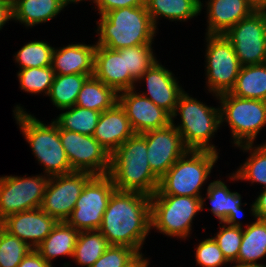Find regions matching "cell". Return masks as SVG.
<instances>
[{
	"label": "cell",
	"mask_w": 266,
	"mask_h": 267,
	"mask_svg": "<svg viewBox=\"0 0 266 267\" xmlns=\"http://www.w3.org/2000/svg\"><path fill=\"white\" fill-rule=\"evenodd\" d=\"M151 229L150 196L115 190L103 214L99 232L110 245L135 249L142 257L143 242Z\"/></svg>",
	"instance_id": "1"
},
{
	"label": "cell",
	"mask_w": 266,
	"mask_h": 267,
	"mask_svg": "<svg viewBox=\"0 0 266 267\" xmlns=\"http://www.w3.org/2000/svg\"><path fill=\"white\" fill-rule=\"evenodd\" d=\"M108 175L116 190L152 196L160 179L152 172L147 159V144L141 134H134L110 155Z\"/></svg>",
	"instance_id": "2"
},
{
	"label": "cell",
	"mask_w": 266,
	"mask_h": 267,
	"mask_svg": "<svg viewBox=\"0 0 266 267\" xmlns=\"http://www.w3.org/2000/svg\"><path fill=\"white\" fill-rule=\"evenodd\" d=\"M99 21L96 45L114 50L152 44L157 33L146 6L111 10L101 15Z\"/></svg>",
	"instance_id": "3"
},
{
	"label": "cell",
	"mask_w": 266,
	"mask_h": 267,
	"mask_svg": "<svg viewBox=\"0 0 266 267\" xmlns=\"http://www.w3.org/2000/svg\"><path fill=\"white\" fill-rule=\"evenodd\" d=\"M13 112L20 131L38 163L44 166V174L51 177L74 172L62 146L58 126L54 121L46 125L34 115L28 114L20 105L14 107Z\"/></svg>",
	"instance_id": "4"
},
{
	"label": "cell",
	"mask_w": 266,
	"mask_h": 267,
	"mask_svg": "<svg viewBox=\"0 0 266 267\" xmlns=\"http://www.w3.org/2000/svg\"><path fill=\"white\" fill-rule=\"evenodd\" d=\"M180 115V124H174V118ZM171 123L181 135L188 150H207L217 152L210 140L221 125L220 108L210 107L185 91L180 95Z\"/></svg>",
	"instance_id": "5"
},
{
	"label": "cell",
	"mask_w": 266,
	"mask_h": 267,
	"mask_svg": "<svg viewBox=\"0 0 266 267\" xmlns=\"http://www.w3.org/2000/svg\"><path fill=\"white\" fill-rule=\"evenodd\" d=\"M218 154L207 150H187L160 178L153 195L202 197L200 190L218 160Z\"/></svg>",
	"instance_id": "6"
},
{
	"label": "cell",
	"mask_w": 266,
	"mask_h": 267,
	"mask_svg": "<svg viewBox=\"0 0 266 267\" xmlns=\"http://www.w3.org/2000/svg\"><path fill=\"white\" fill-rule=\"evenodd\" d=\"M204 201V197L152 195L151 229L155 228L163 235L185 240L190 237L192 221L197 212L203 210Z\"/></svg>",
	"instance_id": "7"
},
{
	"label": "cell",
	"mask_w": 266,
	"mask_h": 267,
	"mask_svg": "<svg viewBox=\"0 0 266 267\" xmlns=\"http://www.w3.org/2000/svg\"><path fill=\"white\" fill-rule=\"evenodd\" d=\"M218 99L221 125L224 121L228 123L235 146L254 144L257 134L266 126V101L239 98L230 92Z\"/></svg>",
	"instance_id": "8"
},
{
	"label": "cell",
	"mask_w": 266,
	"mask_h": 267,
	"mask_svg": "<svg viewBox=\"0 0 266 267\" xmlns=\"http://www.w3.org/2000/svg\"><path fill=\"white\" fill-rule=\"evenodd\" d=\"M205 37L207 90L218 98L233 89L242 66L233 45L224 35L206 34Z\"/></svg>",
	"instance_id": "9"
},
{
	"label": "cell",
	"mask_w": 266,
	"mask_h": 267,
	"mask_svg": "<svg viewBox=\"0 0 266 267\" xmlns=\"http://www.w3.org/2000/svg\"><path fill=\"white\" fill-rule=\"evenodd\" d=\"M108 174L93 175L84 185L66 222L78 231L99 230L109 199L115 191Z\"/></svg>",
	"instance_id": "10"
},
{
	"label": "cell",
	"mask_w": 266,
	"mask_h": 267,
	"mask_svg": "<svg viewBox=\"0 0 266 267\" xmlns=\"http://www.w3.org/2000/svg\"><path fill=\"white\" fill-rule=\"evenodd\" d=\"M50 176L0 177V220L8 215L41 208Z\"/></svg>",
	"instance_id": "11"
},
{
	"label": "cell",
	"mask_w": 266,
	"mask_h": 267,
	"mask_svg": "<svg viewBox=\"0 0 266 267\" xmlns=\"http://www.w3.org/2000/svg\"><path fill=\"white\" fill-rule=\"evenodd\" d=\"M62 146L73 171L106 175L110 170V154L90 135L59 129Z\"/></svg>",
	"instance_id": "12"
},
{
	"label": "cell",
	"mask_w": 266,
	"mask_h": 267,
	"mask_svg": "<svg viewBox=\"0 0 266 267\" xmlns=\"http://www.w3.org/2000/svg\"><path fill=\"white\" fill-rule=\"evenodd\" d=\"M224 36L233 45L242 67L266 63L264 8H258L241 19Z\"/></svg>",
	"instance_id": "13"
},
{
	"label": "cell",
	"mask_w": 266,
	"mask_h": 267,
	"mask_svg": "<svg viewBox=\"0 0 266 267\" xmlns=\"http://www.w3.org/2000/svg\"><path fill=\"white\" fill-rule=\"evenodd\" d=\"M92 176L91 173L77 171L51 176L41 209L58 222L66 221L75 208L84 185Z\"/></svg>",
	"instance_id": "14"
},
{
	"label": "cell",
	"mask_w": 266,
	"mask_h": 267,
	"mask_svg": "<svg viewBox=\"0 0 266 267\" xmlns=\"http://www.w3.org/2000/svg\"><path fill=\"white\" fill-rule=\"evenodd\" d=\"M147 144V159L152 172L160 179L188 150L175 126L150 130L141 134Z\"/></svg>",
	"instance_id": "15"
},
{
	"label": "cell",
	"mask_w": 266,
	"mask_h": 267,
	"mask_svg": "<svg viewBox=\"0 0 266 267\" xmlns=\"http://www.w3.org/2000/svg\"><path fill=\"white\" fill-rule=\"evenodd\" d=\"M118 103L126 112L135 134L161 129L171 123V116L135 89L118 93Z\"/></svg>",
	"instance_id": "16"
},
{
	"label": "cell",
	"mask_w": 266,
	"mask_h": 267,
	"mask_svg": "<svg viewBox=\"0 0 266 267\" xmlns=\"http://www.w3.org/2000/svg\"><path fill=\"white\" fill-rule=\"evenodd\" d=\"M2 223L7 232L26 242L32 249H36L58 221L41 208H37L8 215Z\"/></svg>",
	"instance_id": "17"
},
{
	"label": "cell",
	"mask_w": 266,
	"mask_h": 267,
	"mask_svg": "<svg viewBox=\"0 0 266 267\" xmlns=\"http://www.w3.org/2000/svg\"><path fill=\"white\" fill-rule=\"evenodd\" d=\"M146 82L147 91L140 93L155 105L165 110L171 117L176 109L180 95L184 92L172 71L156 61L137 82Z\"/></svg>",
	"instance_id": "18"
},
{
	"label": "cell",
	"mask_w": 266,
	"mask_h": 267,
	"mask_svg": "<svg viewBox=\"0 0 266 267\" xmlns=\"http://www.w3.org/2000/svg\"><path fill=\"white\" fill-rule=\"evenodd\" d=\"M93 76L117 93L136 88L137 81L126 71L125 48L114 50L96 46Z\"/></svg>",
	"instance_id": "19"
},
{
	"label": "cell",
	"mask_w": 266,
	"mask_h": 267,
	"mask_svg": "<svg viewBox=\"0 0 266 267\" xmlns=\"http://www.w3.org/2000/svg\"><path fill=\"white\" fill-rule=\"evenodd\" d=\"M205 6L208 35H224L241 19L258 9L251 0H208Z\"/></svg>",
	"instance_id": "20"
},
{
	"label": "cell",
	"mask_w": 266,
	"mask_h": 267,
	"mask_svg": "<svg viewBox=\"0 0 266 267\" xmlns=\"http://www.w3.org/2000/svg\"><path fill=\"white\" fill-rule=\"evenodd\" d=\"M134 134L126 112L117 102L111 109L100 113L93 137L111 155Z\"/></svg>",
	"instance_id": "21"
},
{
	"label": "cell",
	"mask_w": 266,
	"mask_h": 267,
	"mask_svg": "<svg viewBox=\"0 0 266 267\" xmlns=\"http://www.w3.org/2000/svg\"><path fill=\"white\" fill-rule=\"evenodd\" d=\"M96 43L86 45L82 43L69 44L60 49H53L51 67L55 74L94 75V54Z\"/></svg>",
	"instance_id": "22"
},
{
	"label": "cell",
	"mask_w": 266,
	"mask_h": 267,
	"mask_svg": "<svg viewBox=\"0 0 266 267\" xmlns=\"http://www.w3.org/2000/svg\"><path fill=\"white\" fill-rule=\"evenodd\" d=\"M206 198L209 199L212 214L221 223H240L239 218L244 214L241 209V195L231 192L225 182L216 180L207 186Z\"/></svg>",
	"instance_id": "23"
},
{
	"label": "cell",
	"mask_w": 266,
	"mask_h": 267,
	"mask_svg": "<svg viewBox=\"0 0 266 267\" xmlns=\"http://www.w3.org/2000/svg\"><path fill=\"white\" fill-rule=\"evenodd\" d=\"M79 232L66 221L58 222L51 233L40 243L36 250L52 265L58 256H73Z\"/></svg>",
	"instance_id": "24"
},
{
	"label": "cell",
	"mask_w": 266,
	"mask_h": 267,
	"mask_svg": "<svg viewBox=\"0 0 266 267\" xmlns=\"http://www.w3.org/2000/svg\"><path fill=\"white\" fill-rule=\"evenodd\" d=\"M65 7L61 0H14L13 20L25 27H34L50 21Z\"/></svg>",
	"instance_id": "25"
},
{
	"label": "cell",
	"mask_w": 266,
	"mask_h": 267,
	"mask_svg": "<svg viewBox=\"0 0 266 267\" xmlns=\"http://www.w3.org/2000/svg\"><path fill=\"white\" fill-rule=\"evenodd\" d=\"M204 4L201 0H146V8L152 23L164 17L170 21H186L198 16Z\"/></svg>",
	"instance_id": "26"
},
{
	"label": "cell",
	"mask_w": 266,
	"mask_h": 267,
	"mask_svg": "<svg viewBox=\"0 0 266 267\" xmlns=\"http://www.w3.org/2000/svg\"><path fill=\"white\" fill-rule=\"evenodd\" d=\"M256 221L247 224L243 229V237L234 263L259 264L256 261L266 256V221L254 218Z\"/></svg>",
	"instance_id": "27"
},
{
	"label": "cell",
	"mask_w": 266,
	"mask_h": 267,
	"mask_svg": "<svg viewBox=\"0 0 266 267\" xmlns=\"http://www.w3.org/2000/svg\"><path fill=\"white\" fill-rule=\"evenodd\" d=\"M118 102V93L94 76L89 77L78 94L75 105L103 112Z\"/></svg>",
	"instance_id": "28"
},
{
	"label": "cell",
	"mask_w": 266,
	"mask_h": 267,
	"mask_svg": "<svg viewBox=\"0 0 266 267\" xmlns=\"http://www.w3.org/2000/svg\"><path fill=\"white\" fill-rule=\"evenodd\" d=\"M230 93L239 98L266 101V63L241 67Z\"/></svg>",
	"instance_id": "29"
},
{
	"label": "cell",
	"mask_w": 266,
	"mask_h": 267,
	"mask_svg": "<svg viewBox=\"0 0 266 267\" xmlns=\"http://www.w3.org/2000/svg\"><path fill=\"white\" fill-rule=\"evenodd\" d=\"M239 147L243 152H250V156L235 173L229 176L231 180H245L263 185L266 188V142L253 147V144H243Z\"/></svg>",
	"instance_id": "30"
},
{
	"label": "cell",
	"mask_w": 266,
	"mask_h": 267,
	"mask_svg": "<svg viewBox=\"0 0 266 267\" xmlns=\"http://www.w3.org/2000/svg\"><path fill=\"white\" fill-rule=\"evenodd\" d=\"M89 75L55 74L48 96L57 109L63 110L75 105L78 94Z\"/></svg>",
	"instance_id": "31"
},
{
	"label": "cell",
	"mask_w": 266,
	"mask_h": 267,
	"mask_svg": "<svg viewBox=\"0 0 266 267\" xmlns=\"http://www.w3.org/2000/svg\"><path fill=\"white\" fill-rule=\"evenodd\" d=\"M64 110L67 111L59 114V116L56 117L57 119L53 120L57 124L58 129L93 136L101 112L77 105L63 109V111Z\"/></svg>",
	"instance_id": "32"
},
{
	"label": "cell",
	"mask_w": 266,
	"mask_h": 267,
	"mask_svg": "<svg viewBox=\"0 0 266 267\" xmlns=\"http://www.w3.org/2000/svg\"><path fill=\"white\" fill-rule=\"evenodd\" d=\"M109 246L98 230L80 231L72 258L80 266L92 267Z\"/></svg>",
	"instance_id": "33"
},
{
	"label": "cell",
	"mask_w": 266,
	"mask_h": 267,
	"mask_svg": "<svg viewBox=\"0 0 266 267\" xmlns=\"http://www.w3.org/2000/svg\"><path fill=\"white\" fill-rule=\"evenodd\" d=\"M54 47L44 41H30L14 55L20 70L51 66Z\"/></svg>",
	"instance_id": "34"
},
{
	"label": "cell",
	"mask_w": 266,
	"mask_h": 267,
	"mask_svg": "<svg viewBox=\"0 0 266 267\" xmlns=\"http://www.w3.org/2000/svg\"><path fill=\"white\" fill-rule=\"evenodd\" d=\"M149 258L124 245H110L92 267H141Z\"/></svg>",
	"instance_id": "35"
},
{
	"label": "cell",
	"mask_w": 266,
	"mask_h": 267,
	"mask_svg": "<svg viewBox=\"0 0 266 267\" xmlns=\"http://www.w3.org/2000/svg\"><path fill=\"white\" fill-rule=\"evenodd\" d=\"M55 73L51 66L19 70L17 77L20 88L31 94L43 92L48 96Z\"/></svg>",
	"instance_id": "36"
},
{
	"label": "cell",
	"mask_w": 266,
	"mask_h": 267,
	"mask_svg": "<svg viewBox=\"0 0 266 267\" xmlns=\"http://www.w3.org/2000/svg\"><path fill=\"white\" fill-rule=\"evenodd\" d=\"M223 226L213 238L217 242L223 256L229 263H233L238 258L240 245L243 237L242 222L240 223H221ZM227 225V226H226Z\"/></svg>",
	"instance_id": "37"
},
{
	"label": "cell",
	"mask_w": 266,
	"mask_h": 267,
	"mask_svg": "<svg viewBox=\"0 0 266 267\" xmlns=\"http://www.w3.org/2000/svg\"><path fill=\"white\" fill-rule=\"evenodd\" d=\"M32 248L3 227L0 230V267H18Z\"/></svg>",
	"instance_id": "38"
},
{
	"label": "cell",
	"mask_w": 266,
	"mask_h": 267,
	"mask_svg": "<svg viewBox=\"0 0 266 267\" xmlns=\"http://www.w3.org/2000/svg\"><path fill=\"white\" fill-rule=\"evenodd\" d=\"M152 44L125 48L126 71L137 81L156 61Z\"/></svg>",
	"instance_id": "39"
},
{
	"label": "cell",
	"mask_w": 266,
	"mask_h": 267,
	"mask_svg": "<svg viewBox=\"0 0 266 267\" xmlns=\"http://www.w3.org/2000/svg\"><path fill=\"white\" fill-rule=\"evenodd\" d=\"M195 249L196 263L201 267H221L229 264L213 237L204 239Z\"/></svg>",
	"instance_id": "40"
},
{
	"label": "cell",
	"mask_w": 266,
	"mask_h": 267,
	"mask_svg": "<svg viewBox=\"0 0 266 267\" xmlns=\"http://www.w3.org/2000/svg\"><path fill=\"white\" fill-rule=\"evenodd\" d=\"M92 2L97 6L100 16L124 7L146 6V0H92Z\"/></svg>",
	"instance_id": "41"
},
{
	"label": "cell",
	"mask_w": 266,
	"mask_h": 267,
	"mask_svg": "<svg viewBox=\"0 0 266 267\" xmlns=\"http://www.w3.org/2000/svg\"><path fill=\"white\" fill-rule=\"evenodd\" d=\"M18 267H53L36 249H31L19 263Z\"/></svg>",
	"instance_id": "42"
},
{
	"label": "cell",
	"mask_w": 266,
	"mask_h": 267,
	"mask_svg": "<svg viewBox=\"0 0 266 267\" xmlns=\"http://www.w3.org/2000/svg\"><path fill=\"white\" fill-rule=\"evenodd\" d=\"M251 211L254 218L266 221V188L255 199V202L251 204Z\"/></svg>",
	"instance_id": "43"
},
{
	"label": "cell",
	"mask_w": 266,
	"mask_h": 267,
	"mask_svg": "<svg viewBox=\"0 0 266 267\" xmlns=\"http://www.w3.org/2000/svg\"><path fill=\"white\" fill-rule=\"evenodd\" d=\"M13 4L14 3H0V30L9 20L14 19Z\"/></svg>",
	"instance_id": "44"
},
{
	"label": "cell",
	"mask_w": 266,
	"mask_h": 267,
	"mask_svg": "<svg viewBox=\"0 0 266 267\" xmlns=\"http://www.w3.org/2000/svg\"><path fill=\"white\" fill-rule=\"evenodd\" d=\"M236 265L232 266V267H266V265L264 264H239V263H235Z\"/></svg>",
	"instance_id": "45"
},
{
	"label": "cell",
	"mask_w": 266,
	"mask_h": 267,
	"mask_svg": "<svg viewBox=\"0 0 266 267\" xmlns=\"http://www.w3.org/2000/svg\"><path fill=\"white\" fill-rule=\"evenodd\" d=\"M257 8H266V0H251Z\"/></svg>",
	"instance_id": "46"
},
{
	"label": "cell",
	"mask_w": 266,
	"mask_h": 267,
	"mask_svg": "<svg viewBox=\"0 0 266 267\" xmlns=\"http://www.w3.org/2000/svg\"><path fill=\"white\" fill-rule=\"evenodd\" d=\"M264 39H265V56H266V8H264Z\"/></svg>",
	"instance_id": "47"
},
{
	"label": "cell",
	"mask_w": 266,
	"mask_h": 267,
	"mask_svg": "<svg viewBox=\"0 0 266 267\" xmlns=\"http://www.w3.org/2000/svg\"><path fill=\"white\" fill-rule=\"evenodd\" d=\"M62 3L67 6L68 4H71V3H79L81 1H85V0H61ZM88 1V0H87ZM92 1V0H91Z\"/></svg>",
	"instance_id": "48"
},
{
	"label": "cell",
	"mask_w": 266,
	"mask_h": 267,
	"mask_svg": "<svg viewBox=\"0 0 266 267\" xmlns=\"http://www.w3.org/2000/svg\"><path fill=\"white\" fill-rule=\"evenodd\" d=\"M0 3H14V0H0Z\"/></svg>",
	"instance_id": "49"
},
{
	"label": "cell",
	"mask_w": 266,
	"mask_h": 267,
	"mask_svg": "<svg viewBox=\"0 0 266 267\" xmlns=\"http://www.w3.org/2000/svg\"><path fill=\"white\" fill-rule=\"evenodd\" d=\"M148 265H149V261H147L143 266H141V267H148Z\"/></svg>",
	"instance_id": "50"
},
{
	"label": "cell",
	"mask_w": 266,
	"mask_h": 267,
	"mask_svg": "<svg viewBox=\"0 0 266 267\" xmlns=\"http://www.w3.org/2000/svg\"><path fill=\"white\" fill-rule=\"evenodd\" d=\"M2 227H3V223H2V221L0 220V230L2 229Z\"/></svg>",
	"instance_id": "51"
}]
</instances>
